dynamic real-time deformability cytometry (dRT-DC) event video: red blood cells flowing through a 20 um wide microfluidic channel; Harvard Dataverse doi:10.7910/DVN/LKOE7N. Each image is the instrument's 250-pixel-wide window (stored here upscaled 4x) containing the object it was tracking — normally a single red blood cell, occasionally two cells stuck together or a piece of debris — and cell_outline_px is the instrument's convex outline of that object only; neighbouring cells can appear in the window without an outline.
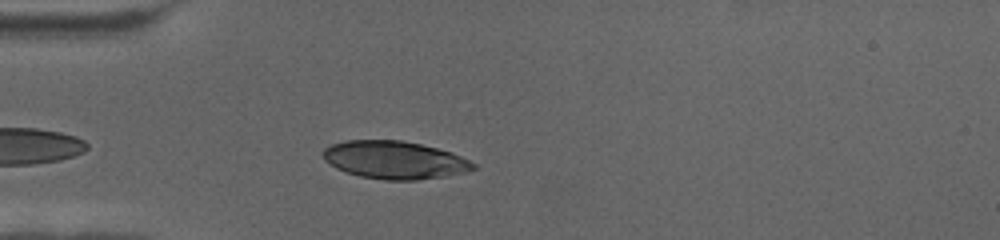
{"species": "human", "species_latin": "Homo sapiens", "temperature_condition": "cold", "stored_images_in_passage": 50, "camera_frame_rate_fps": 3000, "um_per_image_px": 0.085, "donor": {"sex": "female"}, "frame": {"image": 1, "passage_image": 5, "time_ms": 1.333, "image_size_px": [1000, 240], "cell_outline_px": [[476, 168], [464, 172], [444, 176], [416, 180], [384, 180], [360, 176], [336, 168], [324, 160], [320, 152], [324, 148], [332, 144], [344, 140], [400, 140], [420, 144], [452, 152], [476, 164]], "centroid_in_image_um": [33.5, 13.59], "position_along_channel_um": 51.5, "area_um2": 33.06}}
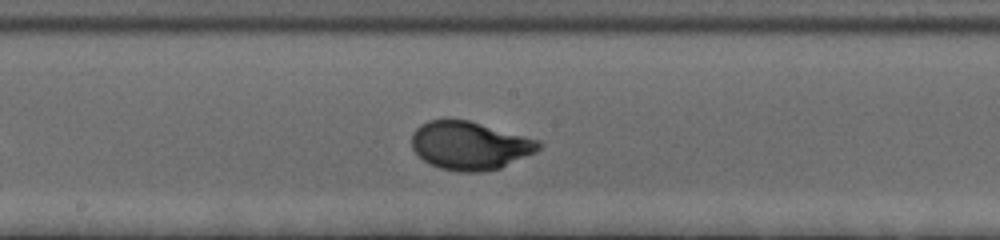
{"frame": {"image": 2, "passage_image": 22, "time_ms": 7.0, "image_size_px": [1000, 240], "cell_outline_px": [[544, 144], [536, 152], [500, 168], [480, 172], [456, 172], [440, 168], [428, 164], [412, 148], [412, 132], [420, 124], [428, 120], [468, 120], [540, 140]], "centroid_in_image_um": [39.94, 12.38], "position_along_channel_um": 208.3, "area_um2": 35.78}}
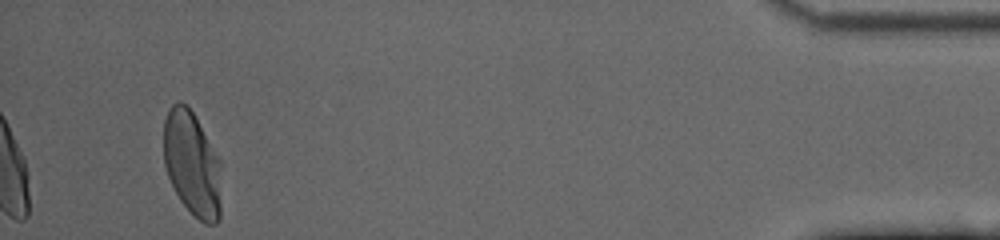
{"frame": {"image": 3, "passage_image": 50, "time_ms": 16.333, "image_size_px": [1000, 240], "cell_outline_px": [[220, 216], [216, 224], [204, 224], [180, 200], [168, 176], [164, 164], [164, 120], [168, 108], [172, 104], [180, 100], [192, 112], [220, 160]], "centroid_in_image_um": [16.32, 13.92], "position_along_channel_um": 418.9, "area_um2": 34.8}}